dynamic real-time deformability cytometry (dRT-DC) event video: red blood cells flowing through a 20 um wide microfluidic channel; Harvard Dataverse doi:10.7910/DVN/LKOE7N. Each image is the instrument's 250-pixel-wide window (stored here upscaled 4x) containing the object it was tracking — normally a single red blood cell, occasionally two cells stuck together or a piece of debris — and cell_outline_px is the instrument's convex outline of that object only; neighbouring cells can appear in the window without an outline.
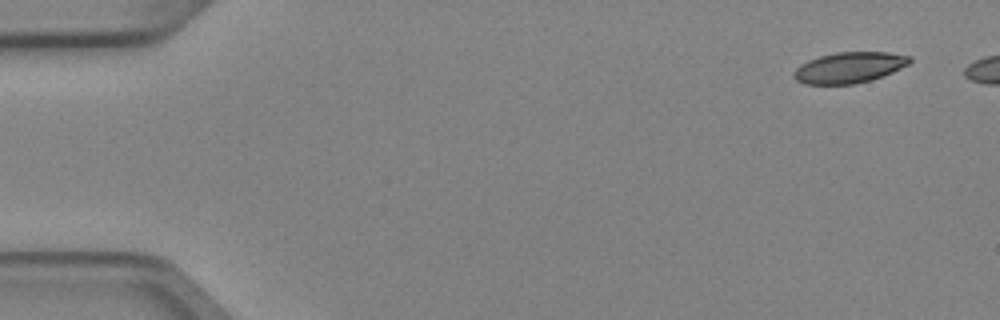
{"species": "Egyptian fruit bat (a non-hibernating species)", "species_latin": "Rousettus aegyptiacus", "temperature_condition": "cold", "stored_images_in_passage": 6, "segment_of_instrument_passage": [1, 2], "camera_frame_rate_fps": 3000, "um_per_image_px": 0.085, "animal": {"sex": "female"}, "frame": {"image": 1, "passage_image": 1, "time_ms": 0.0, "image_size_px": [1000, 320], "cell_outline_px": [[912, 60], [908, 64], [892, 72], [868, 80], [852, 84], [808, 84], [796, 80], [792, 76], [792, 72], [800, 64], [808, 60], [820, 56], [836, 52], [888, 52], [912, 56]], "centroid_in_image_um": [72.16, 5.73], "position_along_channel_um": 12.8, "area_um2": 20.69}}
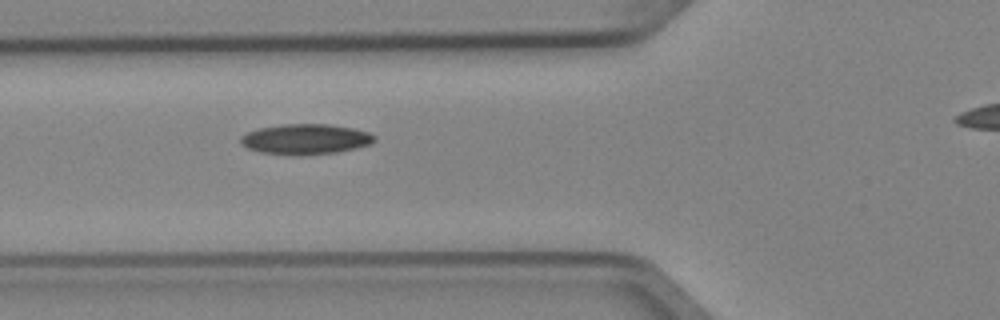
{"frame": {"image": 2, "passage_image": 5, "time_ms": 1.333, "image_size_px": [1000, 320], "cell_outline_px": [[376, 140], [372, 144], [356, 148], [336, 152], [300, 156], [260, 152], [248, 148], [240, 144], [240, 136], [248, 132], [260, 128], [280, 124], [328, 124], [352, 128], [368, 132], [376, 136]], "centroid_in_image_um": [25.97, 11.83], "position_along_channel_um": 99.8, "area_um2": 23.81}}